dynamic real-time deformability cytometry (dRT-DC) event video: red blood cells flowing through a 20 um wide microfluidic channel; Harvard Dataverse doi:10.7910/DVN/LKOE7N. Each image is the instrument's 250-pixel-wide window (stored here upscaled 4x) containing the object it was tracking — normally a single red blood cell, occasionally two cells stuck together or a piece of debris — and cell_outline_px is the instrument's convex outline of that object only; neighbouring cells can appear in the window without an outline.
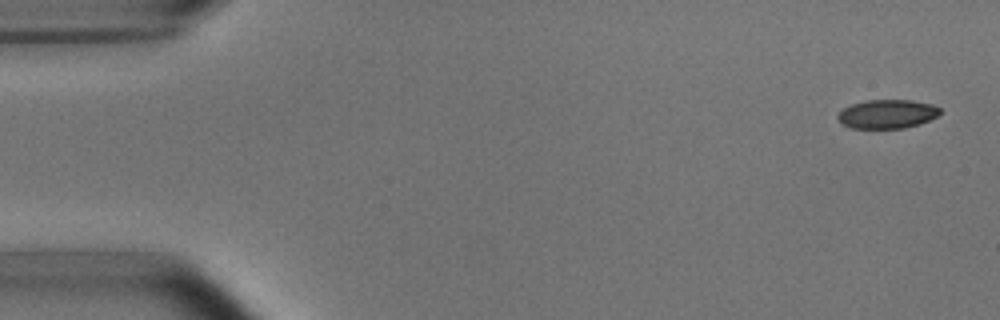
{"species": "common noctule bat (a hibernating species)", "species_latin": "Nyctalus noctula", "temperature_condition": "room temperature", "stored_images_in_passage": 7, "camera_frame_rate_fps": 3000, "um_per_image_px": 0.085, "animal": {"sex": "male", "body_mass_g": 15.6}, "frame": {"image": 1, "passage_image": 1, "time_ms": 0.0, "image_size_px": [1000, 320], "cell_outline_px": [[940, 112], [936, 116], [920, 124], [904, 128], [852, 128], [844, 124], [836, 116], [844, 108], [852, 104], [864, 100], [912, 100], [932, 104], [940, 108]], "centroid_in_image_um": [75.42, 9.68], "position_along_channel_um": 9.6, "area_um2": 17.05}}
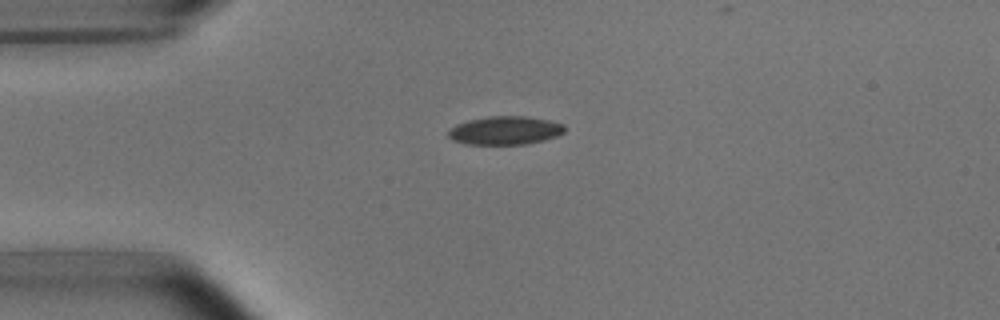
{"frame": {"image": 2, "passage_image": 4, "time_ms": 3.667, "image_size_px": [1000, 320], "cell_outline_px": [[564, 132], [556, 136], [544, 140], [528, 144], [464, 144], [452, 140], [448, 136], [448, 132], [456, 124], [468, 120], [488, 116], [528, 116], [548, 120], [564, 124]], "centroid_in_image_um": [42.93, 11.09], "position_along_channel_um": 42.1, "area_um2": 19.31}}
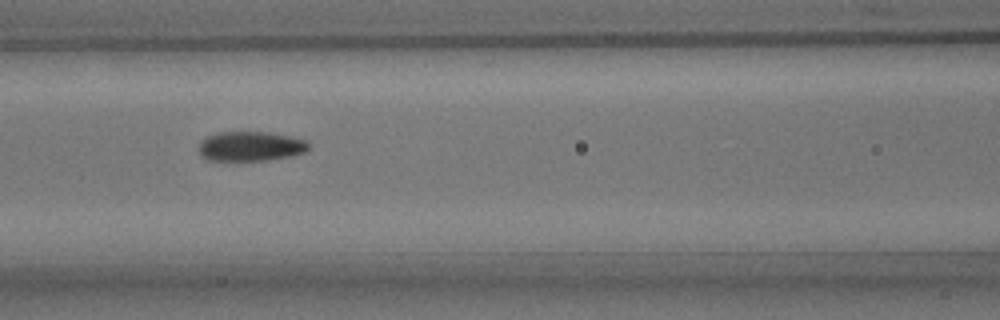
{"frame": {"image": 3, "passage_image": 7, "time_ms": 7.0, "image_size_px": [1000, 320], "cell_outline_px": [[312, 148], [304, 152], [292, 156], [268, 160], [208, 160], [200, 152], [200, 140], [216, 132], [268, 132], [308, 140]], "centroid_in_image_um": [21.36, 12.42], "position_along_channel_um": 145.2, "area_um2": 19.02}}